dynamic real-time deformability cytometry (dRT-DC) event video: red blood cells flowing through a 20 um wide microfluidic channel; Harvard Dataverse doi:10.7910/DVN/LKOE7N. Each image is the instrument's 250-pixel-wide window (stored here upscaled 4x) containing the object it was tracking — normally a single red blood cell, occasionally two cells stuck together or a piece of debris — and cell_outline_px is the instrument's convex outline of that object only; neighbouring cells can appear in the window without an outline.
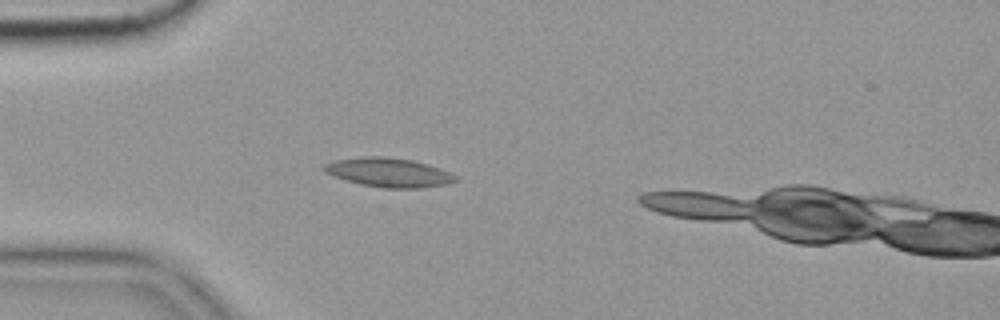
{"species": "common noctule bat (a hibernating species)", "species_latin": "Nyctalus noctula", "temperature_condition": "cold", "stored_images_in_passage": 6, "camera_frame_rate_fps": 3000, "um_per_image_px": 0.085, "animal": {"sex": "female", "body_mass_g": 19.9}, "frame": {"image": 1, "passage_image": 5, "time_ms": 1.333, "image_size_px": [1000, 320], "cell_outline_px": [[456, 180], [448, 184], [420, 188], [384, 188], [360, 184], [324, 172], [320, 168], [324, 164], [332, 160], [360, 156], [384, 156], [412, 160], [428, 164], [440, 168], [456, 176]], "centroid_in_image_um": [33.0, 14.64], "position_along_channel_um": 52.0, "area_um2": 22.37}}